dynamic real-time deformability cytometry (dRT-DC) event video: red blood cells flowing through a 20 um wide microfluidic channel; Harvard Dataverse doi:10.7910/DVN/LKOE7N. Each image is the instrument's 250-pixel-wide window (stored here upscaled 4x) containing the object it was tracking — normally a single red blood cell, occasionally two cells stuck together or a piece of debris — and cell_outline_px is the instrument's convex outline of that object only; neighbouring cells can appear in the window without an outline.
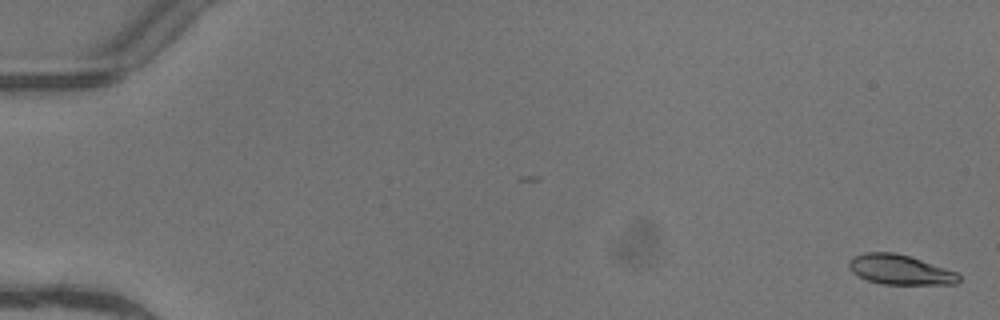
{"species": "common noctule bat (a hibernating species)", "species_latin": "Nyctalus noctula", "temperature_condition": "warm", "stored_images_in_passage": 5, "camera_frame_rate_fps": 3000, "um_per_image_px": 0.085, "animal": {"sex": "female"}, "frame": {"image": 1, "passage_image": 1, "time_ms": 0.0, "image_size_px": [1000, 320], "cell_outline_px": [[960, 280], [956, 284], [880, 284], [868, 280], [852, 272], [848, 268], [848, 260], [852, 256], [864, 252], [896, 252], [956, 272], [960, 276]], "centroid_in_image_um": [76.44, 22.92], "position_along_channel_um": 8.6, "area_um2": 19.02}}
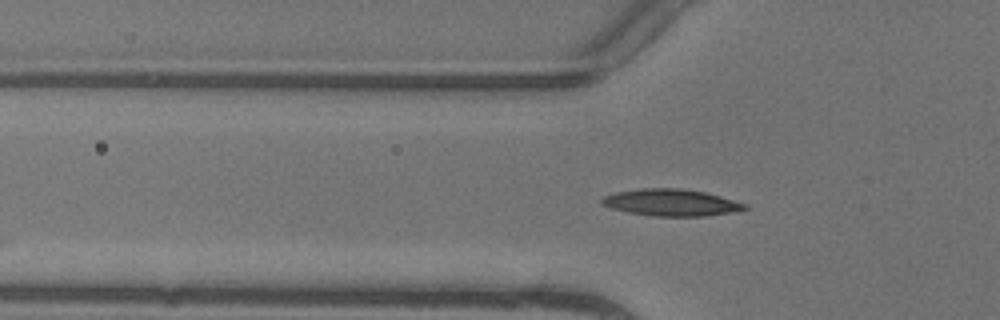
{"frame": {"image": 2, "passage_image": 5, "time_ms": 1.333, "image_size_px": [1000, 320], "cell_outline_px": [[748, 208], [728, 212], [704, 216], [652, 216], [628, 212], [612, 208], [600, 204], [600, 200], [604, 196], [616, 192], [640, 188], [684, 188], [704, 192], [720, 196], [748, 204]], "centroid_in_image_um": [57.01, 17.21], "position_along_channel_um": 68.8, "area_um2": 22.25}}